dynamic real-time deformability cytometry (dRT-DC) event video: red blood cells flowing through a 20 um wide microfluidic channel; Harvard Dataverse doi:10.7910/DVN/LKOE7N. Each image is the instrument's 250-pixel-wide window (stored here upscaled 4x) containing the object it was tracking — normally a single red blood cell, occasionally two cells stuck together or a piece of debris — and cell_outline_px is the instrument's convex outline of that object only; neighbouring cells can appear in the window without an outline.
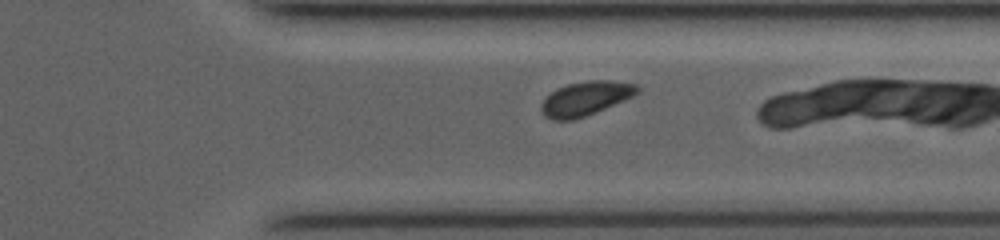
{"species": "common noctule bat (a hibernating species)", "species_latin": "Nyctalus noctula", "temperature_condition": "room temperature", "stored_images_in_passage": 50, "camera_frame_rate_fps": 4000, "um_per_image_px": 0.085, "animal": {"sex": "female", "body_mass_g": 19.0, "forearm_length_mm": 53.3}, "frame": {"image": 1, "passage_image": 36, "time_ms": 7.25, "image_size_px": [1000, 240], "cell_outline_px": [[640, 92], [624, 100], [596, 112], [572, 120], [552, 120], [544, 116], [540, 112], [540, 104], [556, 88], [568, 84], [588, 80], [612, 80], [636, 84], [640, 88]], "centroid_in_image_um": [49.76, 8.37], "position_along_channel_um": 361.6, "area_um2": 19.13}}